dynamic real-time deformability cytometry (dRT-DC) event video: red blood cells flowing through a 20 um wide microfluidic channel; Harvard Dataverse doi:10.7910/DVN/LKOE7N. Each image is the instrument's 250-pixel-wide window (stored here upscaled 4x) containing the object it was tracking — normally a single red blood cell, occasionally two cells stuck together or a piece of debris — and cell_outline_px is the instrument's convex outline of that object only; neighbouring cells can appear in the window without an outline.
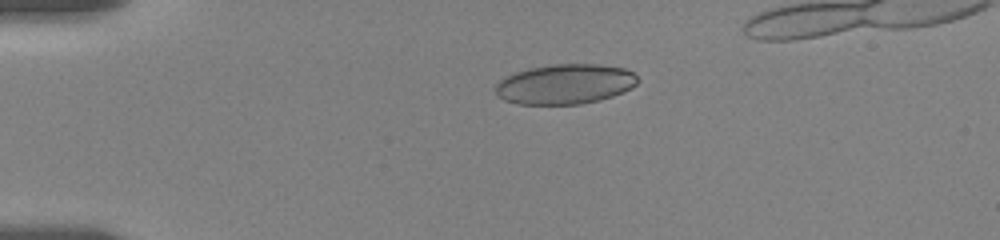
{"species": "human", "species_latin": "Homo sapiens", "temperature_condition": "room temperature", "stored_images_in_passage": 54, "camera_frame_rate_fps": 3000, "um_per_image_px": 0.085, "donor": {"sex": "female"}, "frame": {"image": 1, "passage_image": 14, "time_ms": 4.333, "image_size_px": [1000, 240], "cell_outline_px": [[640, 80], [636, 84], [612, 96], [600, 100], [580, 104], [516, 104], [504, 100], [496, 96], [496, 84], [500, 80], [516, 72], [528, 68], [552, 64], [596, 64], [624, 68], [632, 72]], "centroid_in_image_um": [48.0, 7.15], "position_along_channel_um": 37.0, "area_um2": 33.0}}
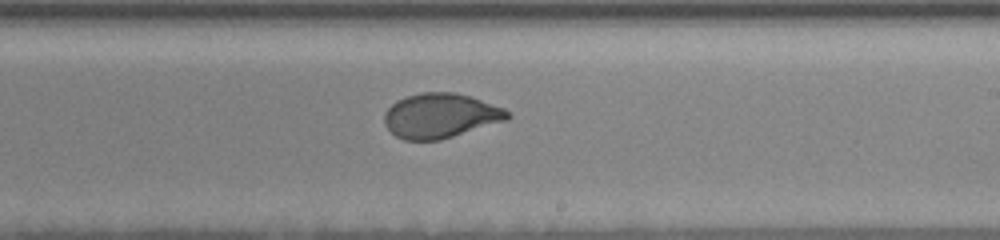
{"frame": {"image": 2, "passage_image": 36, "time_ms": 11.667, "image_size_px": [1000, 240], "cell_outline_px": [[512, 116], [508, 120], [440, 140], [404, 140], [396, 136], [384, 124], [384, 112], [396, 100], [420, 92], [456, 92], [472, 96], [504, 108]], "centroid_in_image_um": [37.45, 9.83], "position_along_channel_um": 251.5, "area_um2": 32.25}}
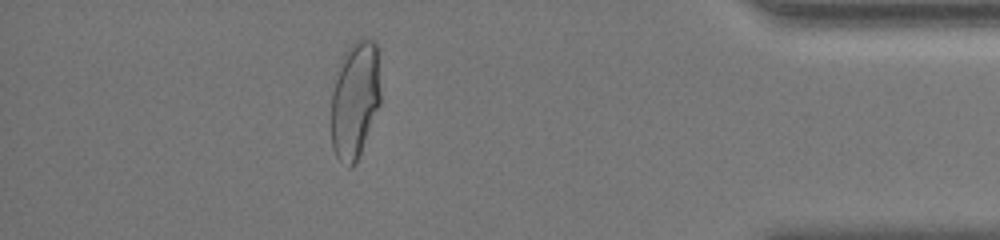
{"frame": {"image": 3, "passage_image": 52, "time_ms": 17.0, "image_size_px": [1000, 240], "cell_outline_px": [[380, 104], [356, 164], [352, 168], [348, 168], [336, 156], [332, 148], [332, 92], [344, 52], [356, 40], [372, 40], [380, 48]], "centroid_in_image_um": [30.21, 8.49], "position_along_channel_um": 405.0, "area_um2": 33.93}}